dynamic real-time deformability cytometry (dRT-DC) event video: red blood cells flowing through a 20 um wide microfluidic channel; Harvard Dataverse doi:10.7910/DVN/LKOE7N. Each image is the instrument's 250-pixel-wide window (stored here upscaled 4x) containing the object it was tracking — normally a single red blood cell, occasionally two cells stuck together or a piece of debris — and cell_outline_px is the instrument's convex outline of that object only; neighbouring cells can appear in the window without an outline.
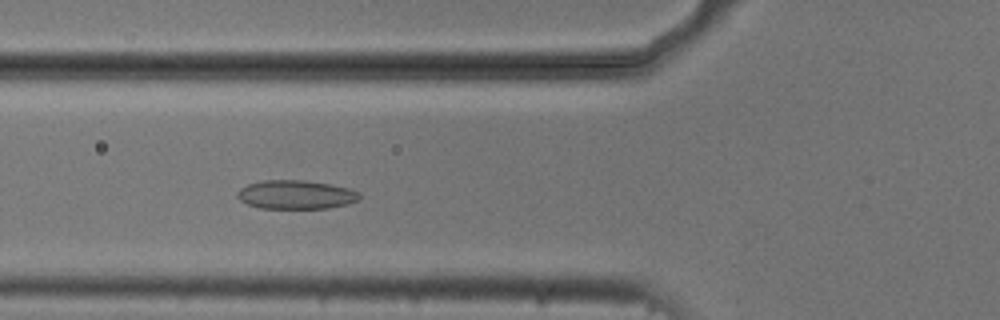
{"species": "common noctule bat (a hibernating species)", "species_latin": "Nyctalus noctula", "temperature_condition": "cold", "stored_images_in_passage": 50, "camera_frame_rate_fps": 3000, "um_per_image_px": 0.085, "animal": {"sex": "male", "body_mass_g": 20.5, "forearm_length_mm": 52.5}, "frame": {"image": 1, "passage_image": 16, "time_ms": 5.0, "image_size_px": [1000, 320], "cell_outline_px": [[360, 200], [348, 204], [328, 208], [260, 208], [248, 204], [240, 200], [236, 196], [236, 192], [240, 188], [248, 184], [264, 180], [304, 180], [332, 184], [352, 188], [360, 192]], "centroid_in_image_um": [25.19, 16.54], "position_along_channel_um": 100.6, "area_um2": 20.75}}
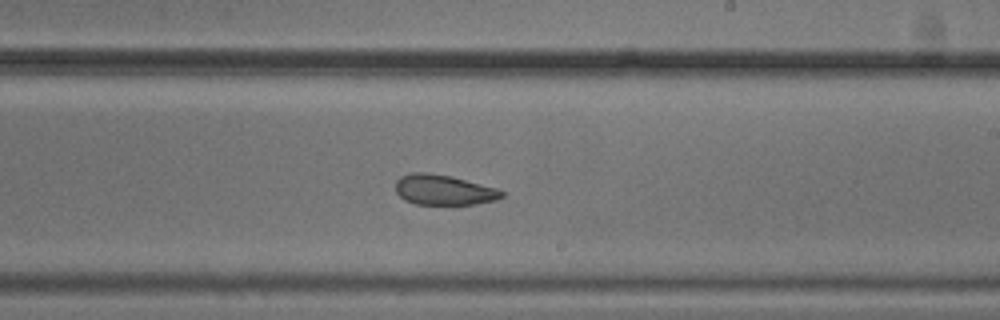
{"frame": {"image": 2, "passage_image": 28, "time_ms": 9.0, "image_size_px": [1000, 320], "cell_outline_px": [[504, 196], [496, 200], [476, 204], [416, 204], [404, 200], [396, 192], [396, 180], [400, 176], [412, 172], [424, 172], [452, 176], [496, 188], [504, 192]], "centroid_in_image_um": [37.7, 16.14], "position_along_channel_um": 251.3, "area_um2": 18.73}}
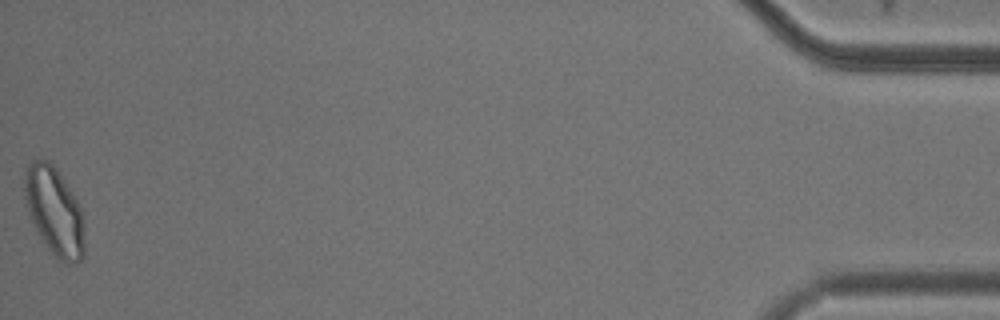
{"frame": {"image": 3, "passage_image": 50, "time_ms": 16.333, "image_size_px": [1000, 320], "cell_outline_px": [[84, 260], [76, 264], [68, 264], [56, 260], [48, 248], [36, 228], [28, 212], [24, 196], [24, 168], [32, 160], [48, 160], [56, 168], [64, 180], [76, 200], [80, 208], [84, 244]], "centroid_in_image_um": [4.6, 17.98], "position_along_channel_um": 430.6, "area_um2": 30.63}, "authors_computed_cell_mechanics": {"area_um2": 22.1952, "velocity_mm_per_s": 3.7585, "shape_relaxation_time_tau1_ms": null, "shape_relaxation_time_tau2_ms": 3.8073, "deformation_change_tau1": null, "deformation_change_tau2": 0.0994}}